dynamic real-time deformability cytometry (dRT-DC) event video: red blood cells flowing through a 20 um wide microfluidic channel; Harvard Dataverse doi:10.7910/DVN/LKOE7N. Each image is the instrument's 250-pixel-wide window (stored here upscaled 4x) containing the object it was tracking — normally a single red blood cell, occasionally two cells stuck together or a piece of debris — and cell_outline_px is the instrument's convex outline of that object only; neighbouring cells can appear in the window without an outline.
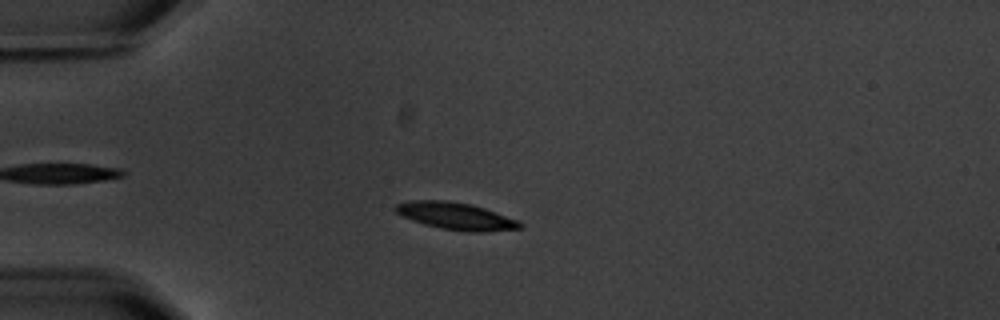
{"species": "common noctule bat (a hibernating species)", "species_latin": "Nyctalus noctula", "temperature_condition": "warm", "stored_images_in_passage": 8, "camera_frame_rate_fps": 3000, "um_per_image_px": 0.085, "animal": {"sex": "male", "body_mass_g": 20.1, "forearm_length_mm": 53.5}, "frame": {"image": 1, "passage_image": 4, "time_ms": 5.0, "image_size_px": [1000, 320], "cell_outline_px": [[524, 224], [520, 228], [484, 232], [468, 232], [440, 228], [424, 224], [412, 220], [396, 212], [392, 208], [396, 204], [408, 200], [448, 200], [472, 204], [520, 220]], "centroid_in_image_um": [38.76, 18.36], "position_along_channel_um": 46.2, "area_um2": 19.88}}
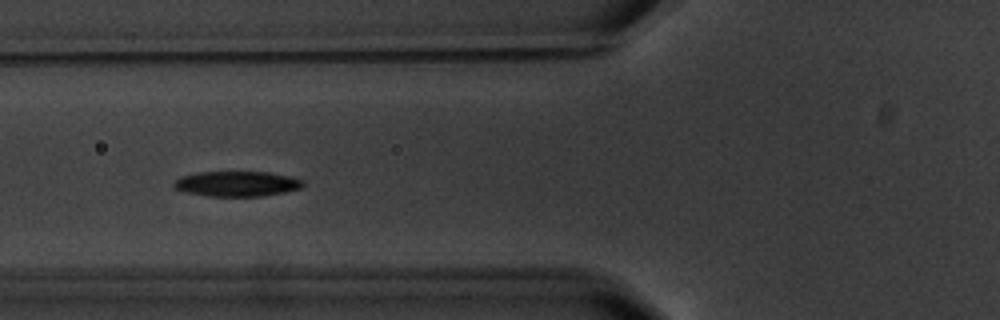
{"frame": {"image": 2, "passage_image": 6, "time_ms": 7.333, "image_size_px": [1000, 320], "cell_outline_px": [[304, 184], [300, 188], [284, 192], [260, 196], [208, 196], [184, 192], [172, 188], [172, 184], [180, 176], [200, 172], [268, 172], [288, 176], [304, 180]], "centroid_in_image_um": [20.09, 15.62], "position_along_channel_um": 105.7, "area_um2": 18.96}}
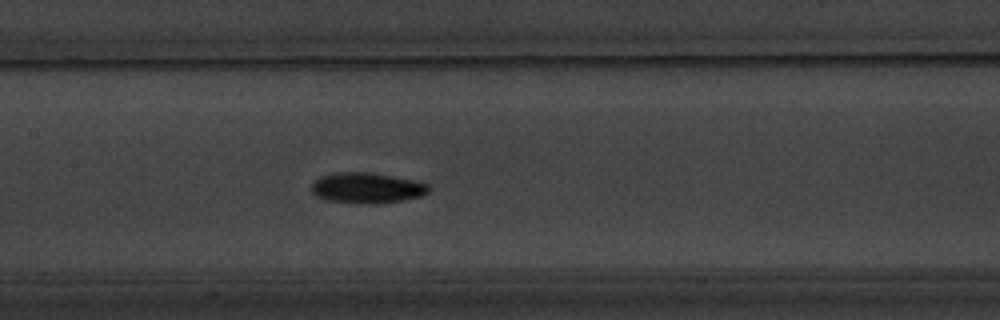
{"frame": {"image": 3, "passage_image": 8, "time_ms": 9.333, "image_size_px": [1000, 320], "cell_outline_px": [[432, 188], [428, 192], [420, 196], [404, 200], [384, 204], [356, 204], [324, 200], [316, 196], [312, 192], [312, 184], [320, 176], [336, 172], [372, 172], [412, 180], [428, 184]], "centroid_in_image_um": [31.18, 15.99], "position_along_channel_um": 176.2, "area_um2": 21.27}}